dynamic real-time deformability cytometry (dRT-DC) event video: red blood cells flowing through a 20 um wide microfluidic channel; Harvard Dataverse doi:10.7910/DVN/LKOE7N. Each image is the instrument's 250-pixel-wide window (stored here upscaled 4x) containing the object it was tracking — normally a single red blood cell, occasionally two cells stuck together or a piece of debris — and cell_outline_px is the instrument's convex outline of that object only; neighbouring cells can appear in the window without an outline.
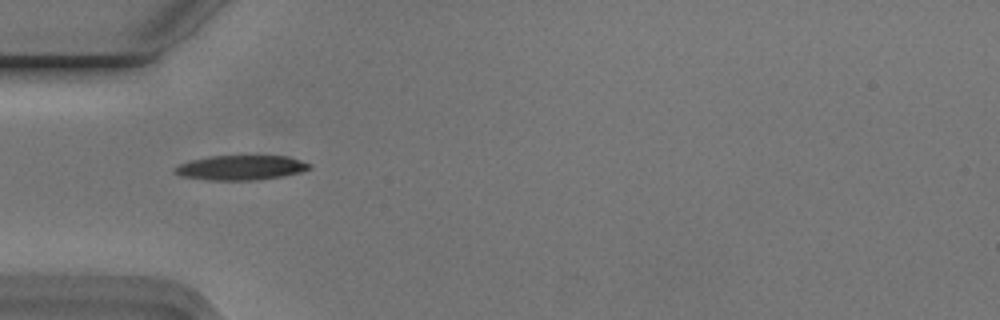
{"species": "Egyptian fruit bat (a non-hibernating species)", "species_latin": "Rousettus aegyptiacus", "temperature_condition": "cold", "stored_images_in_passage": 6, "camera_frame_rate_fps": 3000, "um_per_image_px": 0.085, "animal": {"sex": "male"}, "frame": {"image": 1, "passage_image": 1, "time_ms": 0.0, "image_size_px": [1000, 320], "cell_outline_px": [[312, 168], [300, 172], [280, 176], [256, 180], [208, 180], [180, 176], [172, 172], [180, 164], [192, 160], [212, 156], [288, 156], [300, 160], [308, 164]], "centroid_in_image_um": [20.45, 14.25], "position_along_channel_um": 64.6, "area_um2": 19.13}}
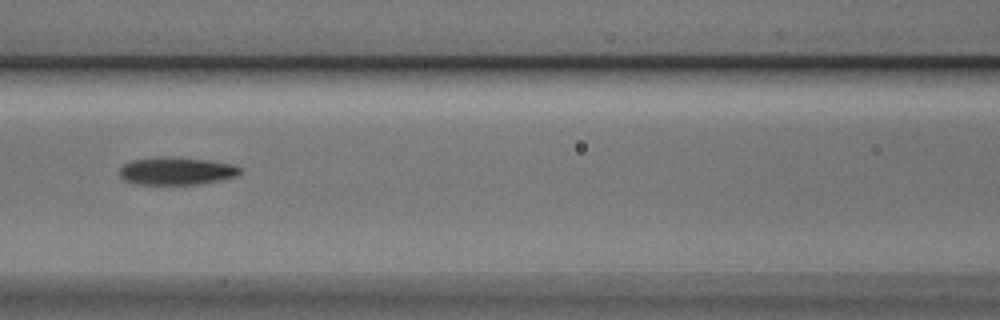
{"frame": {"image": 2, "passage_image": 3, "time_ms": 0.667, "image_size_px": [1000, 320], "cell_outline_px": [[240, 172], [236, 176], [220, 180], [200, 184], [132, 184], [124, 180], [120, 176], [120, 168], [124, 164], [132, 160], [160, 156], [172, 156], [212, 160], [232, 164], [240, 168]], "centroid_in_image_um": [14.98, 14.52], "position_along_channel_um": 151.6, "area_um2": 19.65}}
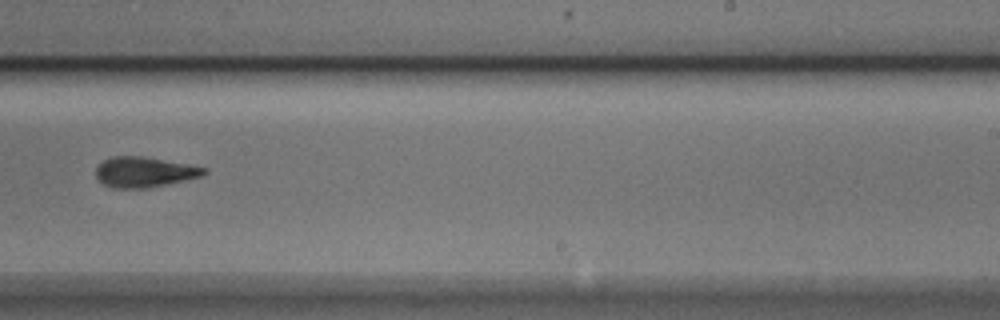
{"frame": {"image": 3, "passage_image": 6, "time_ms": 1.667, "image_size_px": [1000, 320], "cell_outline_px": [[208, 172], [200, 176], [164, 184], [144, 188], [112, 188], [104, 184], [96, 176], [96, 168], [104, 160], [112, 156], [140, 156], [184, 164], [204, 168]], "centroid_in_image_um": [12.19, 14.62], "position_along_channel_um": 276.8, "area_um2": 18.44}}